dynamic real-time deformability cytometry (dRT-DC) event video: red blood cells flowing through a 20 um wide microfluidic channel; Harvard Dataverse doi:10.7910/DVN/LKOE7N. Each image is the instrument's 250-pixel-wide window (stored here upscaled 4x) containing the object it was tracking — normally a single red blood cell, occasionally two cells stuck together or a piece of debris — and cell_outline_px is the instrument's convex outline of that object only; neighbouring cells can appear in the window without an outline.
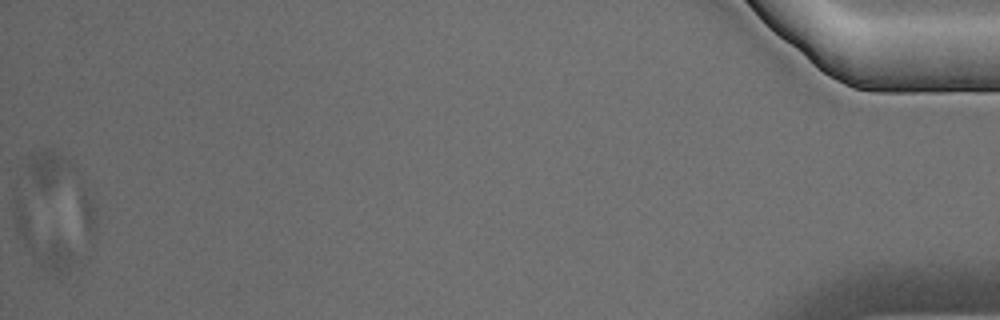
{"species": "Egyptian fruit bat (a non-hibernating species)", "species_latin": "Rousettus aegyptiacus", "temperature_condition": "warm", "stored_images_in_passage": 58, "camera_frame_rate_fps": 3000, "um_per_image_px": 0.085, "animal": {"sex": "male"}, "frame": {"image": 1, "passage_image": 58, "time_ms": 19.0, "image_size_px": [1000, 320], "cell_outline_px": [[80, 268], [56, 276], [44, 272], [28, 252], [12, 220], [12, 212], [16, 188], [72, 252]], "centroid_in_image_um": [3.53, 20.35], "position_along_channel_um": 431.7, "area_um2": 18.67}}